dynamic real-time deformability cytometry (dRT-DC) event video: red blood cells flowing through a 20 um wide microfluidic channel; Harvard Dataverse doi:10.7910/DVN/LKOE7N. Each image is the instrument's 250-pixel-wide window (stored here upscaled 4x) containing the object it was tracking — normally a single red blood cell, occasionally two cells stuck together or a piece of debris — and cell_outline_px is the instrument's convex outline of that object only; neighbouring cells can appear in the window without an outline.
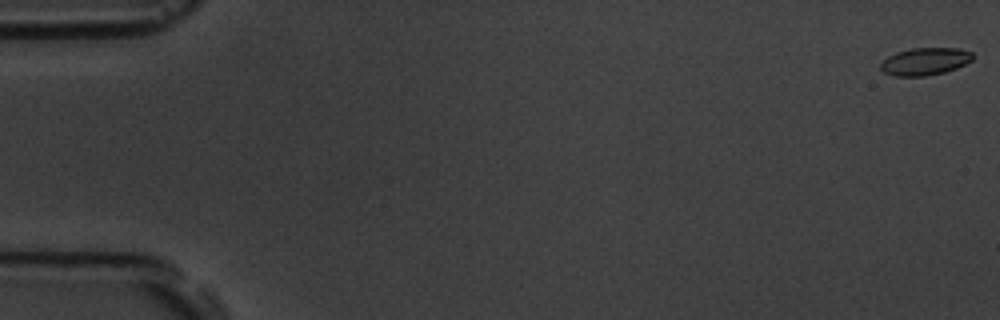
{"species": "common noctule bat (a hibernating species)", "species_latin": "Nyctalus noctula", "temperature_condition": "room temperature", "stored_images_in_passage": 55, "camera_frame_rate_fps": 3000, "um_per_image_px": 0.085, "animal": {"sex": "male", "body_mass_g": 19.5, "forearm_length_mm": 54.6}, "frame": {"image": 1, "passage_image": 1, "time_ms": 0.0, "image_size_px": [1000, 320], "cell_outline_px": [[976, 56], [972, 60], [956, 68], [944, 72], [924, 76], [896, 76], [884, 72], [880, 68], [880, 64], [888, 56], [896, 52], [912, 48], [960, 48], [972, 52]], "centroid_in_image_um": [78.65, 5.21], "position_along_channel_um": 6.4, "area_um2": 14.74}}
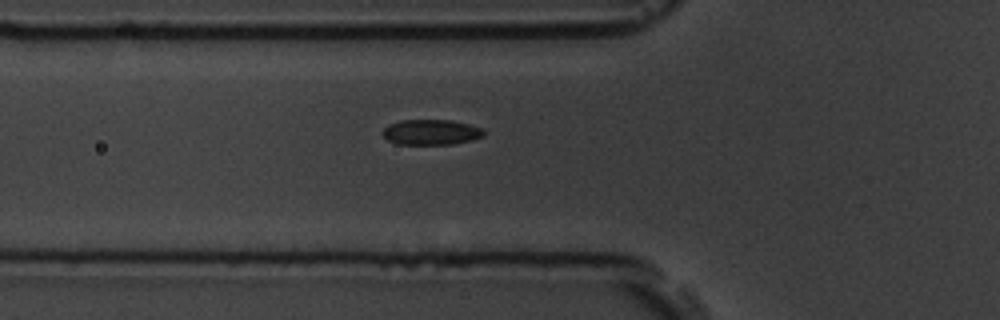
{"frame": {"image": 2, "passage_image": 20, "time_ms": 6.333, "image_size_px": [1000, 320], "cell_outline_px": [[484, 136], [472, 140], [452, 144], [396, 144], [388, 140], [380, 132], [388, 124], [400, 120], [452, 120], [468, 124], [480, 128], [484, 132]], "centroid_in_image_um": [36.6, 11.23], "position_along_channel_um": 89.2, "area_um2": 14.97}}
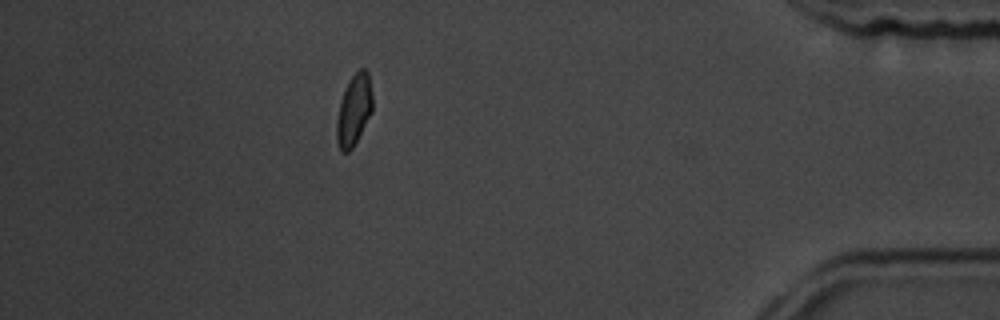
{"frame": {"image": 3, "passage_image": 49, "time_ms": 16.0, "image_size_px": [1000, 320], "cell_outline_px": [[372, 112], [352, 148], [348, 152], [340, 152], [336, 140], [336, 120], [340, 100], [344, 88], [352, 76], [360, 68], [364, 68], [368, 72], [372, 96]], "centroid_in_image_um": [30.06, 9.36], "position_along_channel_um": 405.1, "area_um2": 14.91}, "authors_computed_cell_mechanics": {"area_um2": 15.2014, "velocity_mm_per_s": 3.762, "shape_relaxation_time_tau1_ms": 3.1214, "shape_relaxation_time_tau2_ms": 3.9107, "deformation_change_tau1": 0.0996, "deformation_change_tau2": 0.076}}